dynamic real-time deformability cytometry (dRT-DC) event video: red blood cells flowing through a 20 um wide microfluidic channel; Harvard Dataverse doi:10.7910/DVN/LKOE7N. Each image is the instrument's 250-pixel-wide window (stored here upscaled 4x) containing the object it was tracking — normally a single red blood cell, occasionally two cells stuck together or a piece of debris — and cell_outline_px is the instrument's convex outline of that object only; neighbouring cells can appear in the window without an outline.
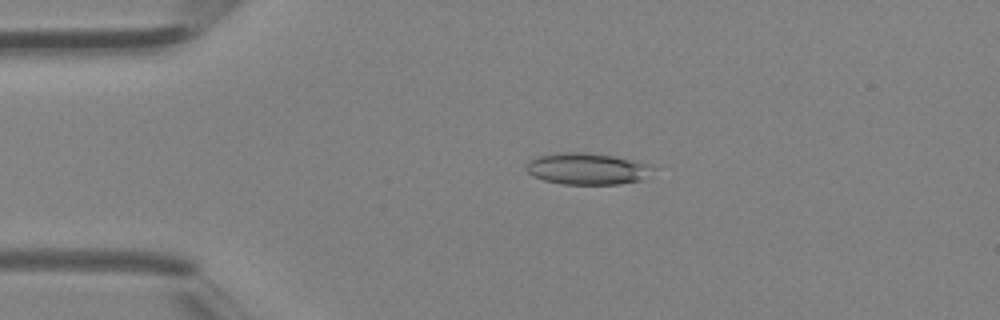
{"species": "Egyptian fruit bat (a non-hibernating species)", "species_latin": "Rousettus aegyptiacus", "temperature_condition": "room temperature", "stored_images_in_passage": 25, "camera_frame_rate_fps": 3000, "um_per_image_px": 0.085, "animal": {"sex": "female"}, "frame": {"image": 1, "passage_image": 8, "time_ms": 2.333, "image_size_px": [1000, 320], "cell_outline_px": [[656, 168], [640, 180], [620, 184], [564, 184], [544, 180], [532, 176], [528, 172], [528, 164], [532, 160], [540, 156], [556, 152], [588, 152], [636, 160], [648, 164]], "centroid_in_image_um": [49.94, 14.34], "position_along_channel_um": 35.1, "area_um2": 23.12}}
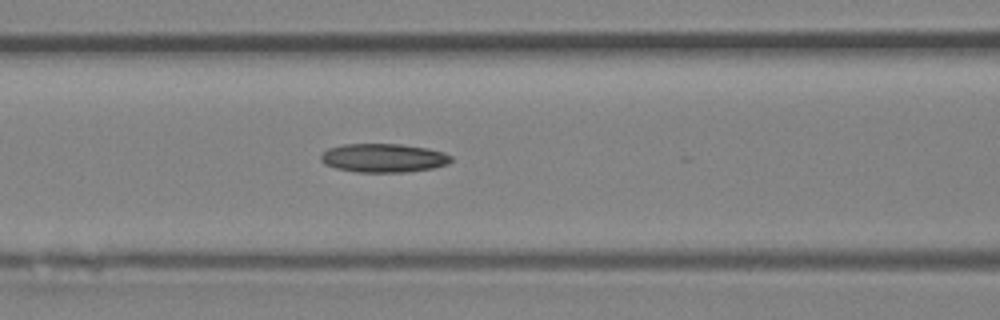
{"frame": {"image": 2, "passage_image": 16, "time_ms": 5.0, "image_size_px": [1000, 320], "cell_outline_px": [[452, 160], [448, 164], [432, 168], [404, 172], [356, 172], [336, 168], [324, 164], [320, 160], [320, 156], [328, 148], [344, 144], [400, 144], [428, 148], [444, 152], [452, 156]], "centroid_in_image_um": [32.6, 13.42], "position_along_channel_um": 134.0, "area_um2": 21.85}}
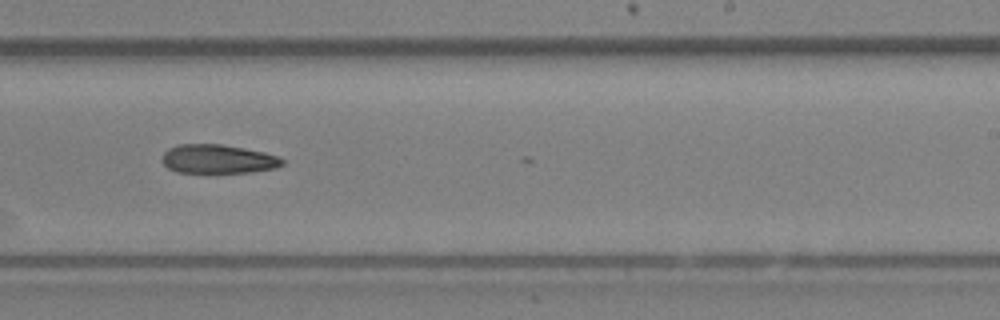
{"frame": {"image": 3, "passage_image": 24, "time_ms": 7.667, "image_size_px": [1000, 320], "cell_outline_px": [[284, 164], [276, 168], [252, 172], [176, 172], [168, 168], [160, 160], [160, 156], [168, 148], [180, 144], [220, 144], [244, 148], [264, 152], [276, 156], [284, 160]], "centroid_in_image_um": [18.49, 13.51], "position_along_channel_um": 270.5, "area_um2": 20.29}}